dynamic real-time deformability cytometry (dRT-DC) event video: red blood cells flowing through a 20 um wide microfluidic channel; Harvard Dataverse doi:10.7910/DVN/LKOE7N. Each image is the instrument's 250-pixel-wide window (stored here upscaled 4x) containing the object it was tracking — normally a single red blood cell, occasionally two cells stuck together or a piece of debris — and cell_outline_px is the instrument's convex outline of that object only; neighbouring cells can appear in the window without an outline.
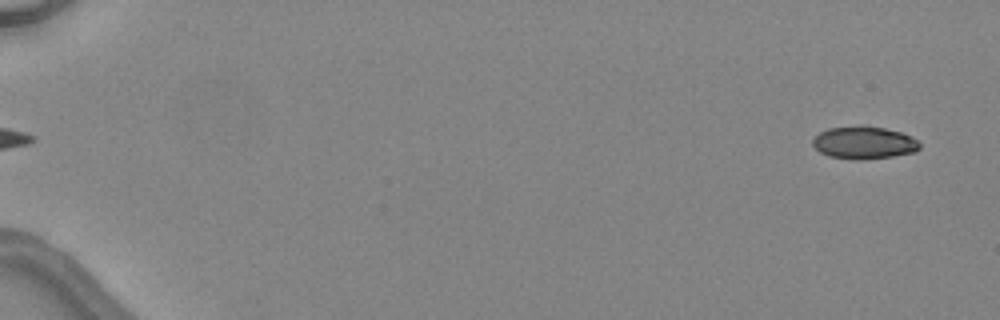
{"species": "common noctule bat (a hibernating species)", "species_latin": "Nyctalus noctula", "temperature_condition": "warm", "stored_images_in_passage": 6, "segment_of_instrument_passage": [2, 2], "camera_frame_rate_fps": 3000, "um_per_image_px": 0.085, "animal": {"sex": "female", "body_mass_g": 24.6, "forearm_length_mm": 56.2}, "frame": {"image": 1, "passage_image": 6, "time_ms": 6.0, "image_size_px": [1000, 320], "cell_outline_px": [[920, 148], [916, 152], [892, 156], [860, 160], [856, 160], [828, 156], [820, 152], [812, 144], [812, 140], [820, 132], [828, 128], [860, 124], [864, 124], [884, 128], [900, 132], [912, 136], [920, 144]], "centroid_in_image_um": [73.43, 12.11], "position_along_channel_um": 11.6, "area_um2": 20.58}}